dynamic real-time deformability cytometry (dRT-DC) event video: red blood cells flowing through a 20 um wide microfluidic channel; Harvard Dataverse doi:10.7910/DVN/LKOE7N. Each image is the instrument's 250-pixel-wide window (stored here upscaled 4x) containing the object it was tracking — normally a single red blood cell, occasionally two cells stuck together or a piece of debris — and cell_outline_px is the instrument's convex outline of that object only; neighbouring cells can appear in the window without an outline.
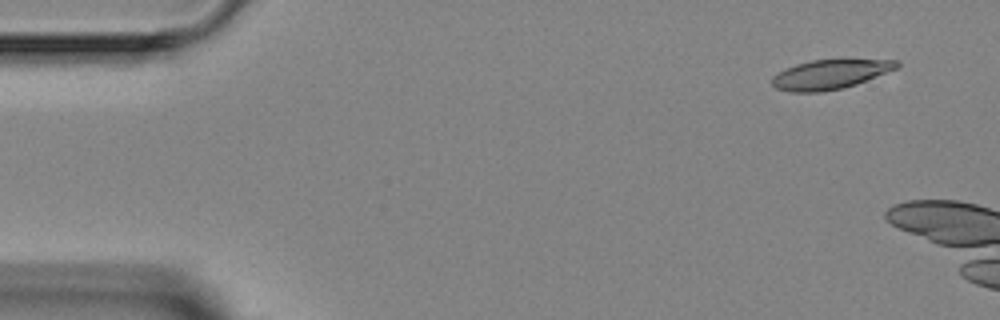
{"species": "Egyptian fruit bat (a non-hibernating species)", "species_latin": "Rousettus aegyptiacus", "temperature_condition": "room temperature", "stored_images_in_passage": 5, "segment_of_instrument_passage": [2, 2], "camera_frame_rate_fps": 3000, "um_per_image_px": 0.085, "animal": {"sex": "female"}, "frame": {"image": 1, "passage_image": 5, "time_ms": 5.0, "image_size_px": [1000, 320], "cell_outline_px": [[900, 68], [856, 84], [844, 88], [820, 92], [788, 92], [776, 88], [772, 84], [772, 76], [776, 72], [784, 68], [796, 64], [812, 60], [844, 56], [900, 60]], "centroid_in_image_um": [70.65, 6.25], "position_along_channel_um": 14.3, "area_um2": 22.83}}